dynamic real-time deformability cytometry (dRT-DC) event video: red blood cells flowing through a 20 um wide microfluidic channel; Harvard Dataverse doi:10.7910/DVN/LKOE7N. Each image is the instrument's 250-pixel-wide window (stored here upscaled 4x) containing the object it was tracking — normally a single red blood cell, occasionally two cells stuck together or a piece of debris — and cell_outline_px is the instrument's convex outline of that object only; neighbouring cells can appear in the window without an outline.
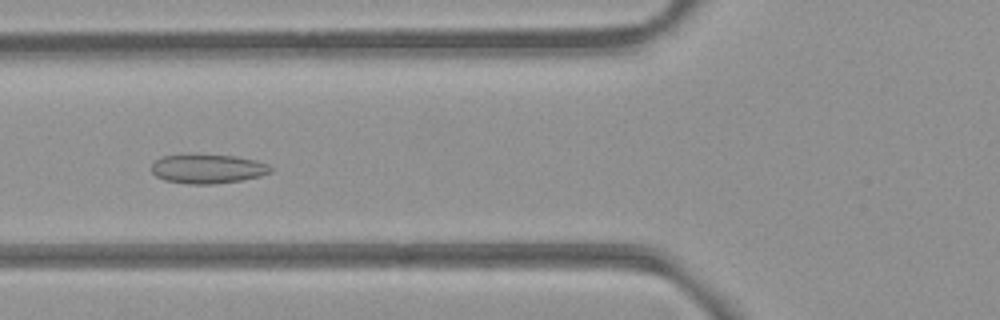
{"species": "common noctule bat (a hibernating species)", "species_latin": "Nyctalus noctula", "temperature_condition": "room temperature", "stored_images_in_passage": 48, "camera_frame_rate_fps": 3000, "um_per_image_px": 0.085, "animal": {"sex": "female", "body_mass_g": 21.9}, "frame": {"image": 1, "passage_image": 15, "time_ms": 4.667, "image_size_px": [1000, 320], "cell_outline_px": [[272, 172], [260, 176], [240, 180], [216, 184], [188, 184], [164, 180], [156, 176], [152, 172], [152, 164], [156, 160], [164, 156], [188, 152], [236, 156], [256, 160], [268, 164], [272, 168]], "centroid_in_image_um": [17.64, 14.32], "position_along_channel_um": 108.2, "area_um2": 20.87}}
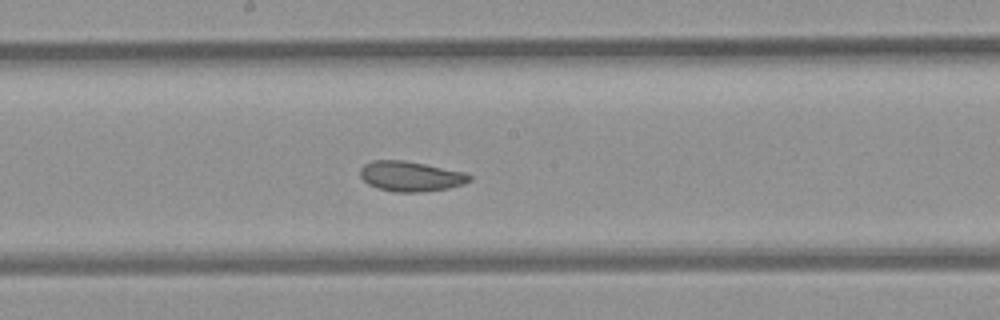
{"frame": {"image": 2, "passage_image": 23, "time_ms": 7.333, "image_size_px": [1000, 320], "cell_outline_px": [[472, 180], [464, 184], [448, 188], [420, 192], [396, 192], [376, 188], [368, 184], [360, 176], [360, 168], [364, 164], [372, 160], [404, 160], [464, 172], [472, 176]], "centroid_in_image_um": [34.89, 14.99], "position_along_channel_um": 213.3, "area_um2": 19.19}}
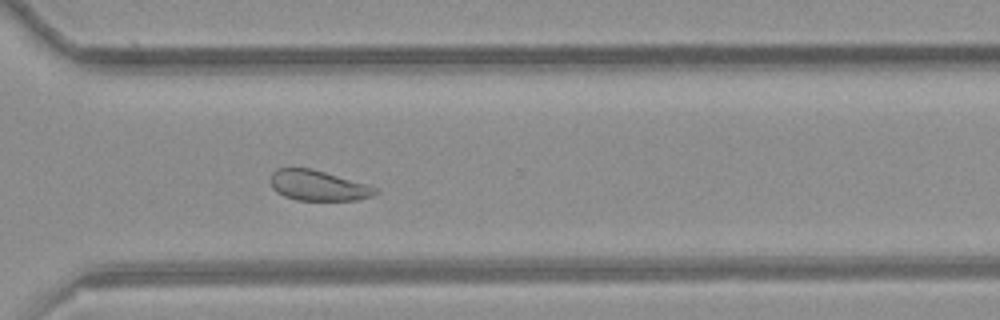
{"frame": {"image": 3, "passage_image": 33, "time_ms": 10.667, "image_size_px": [1000, 320], "cell_outline_px": [[380, 192], [372, 196], [356, 200], [296, 200], [284, 196], [276, 192], [272, 188], [268, 180], [268, 176], [276, 168], [312, 168], [368, 184], [376, 188]], "centroid_in_image_um": [27.0, 15.76], "position_along_channel_um": 343.6, "area_um2": 18.9}, "authors_computed_cell_mechanics": {"area_um2": 20.808, "velocity_mm_per_s": 3.9252, "shape_relaxation_time_tau1_ms": 9.0935, "shape_relaxation_time_tau2_ms": 2.144, "deformation_change_tau1": 0.1111, "deformation_change_tau2": 0.0552}}